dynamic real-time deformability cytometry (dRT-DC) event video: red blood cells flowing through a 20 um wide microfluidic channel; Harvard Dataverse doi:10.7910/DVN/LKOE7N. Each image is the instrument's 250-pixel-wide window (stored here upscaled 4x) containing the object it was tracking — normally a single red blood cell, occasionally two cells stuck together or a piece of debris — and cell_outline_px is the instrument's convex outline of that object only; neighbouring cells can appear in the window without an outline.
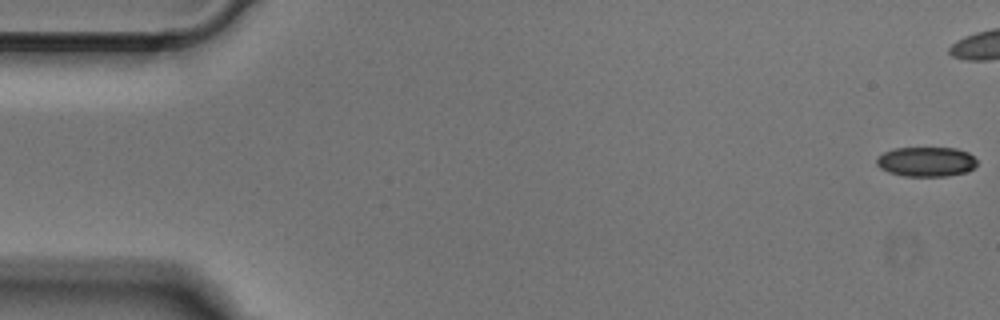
{"species": "Egyptian fruit bat (a non-hibernating species)", "species_latin": "Rousettus aegyptiacus", "temperature_condition": "cold", "stored_images_in_passage": 41, "camera_frame_rate_fps": 3000, "um_per_image_px": 0.085, "animal": {"sex": "male"}, "frame": {"image": 1, "passage_image": 1, "time_ms": 0.0, "image_size_px": [1000, 320], "cell_outline_px": [[976, 164], [972, 168], [964, 172], [948, 176], [904, 176], [888, 172], [880, 168], [876, 164], [876, 156], [884, 152], [896, 148], [956, 148], [968, 152], [976, 160]], "centroid_in_image_um": [78.68, 13.74], "position_along_channel_um": 6.3, "area_um2": 17.34}}
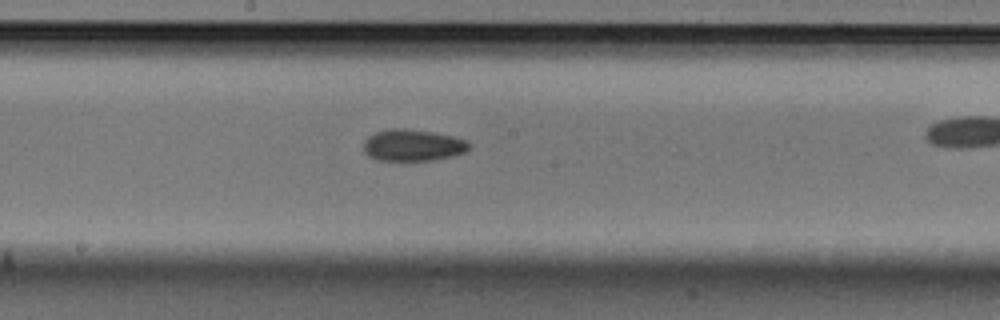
{"frame": {"image": 2, "passage_image": 27, "time_ms": 8.667, "image_size_px": [1000, 320], "cell_outline_px": [[468, 148], [464, 152], [452, 156], [432, 160], [380, 160], [368, 156], [364, 152], [364, 140], [368, 136], [376, 132], [388, 128], [404, 128], [432, 132], [452, 136], [464, 140], [468, 144]], "centroid_in_image_um": [35.02, 12.33], "position_along_channel_um": 213.2, "area_um2": 19.25}}
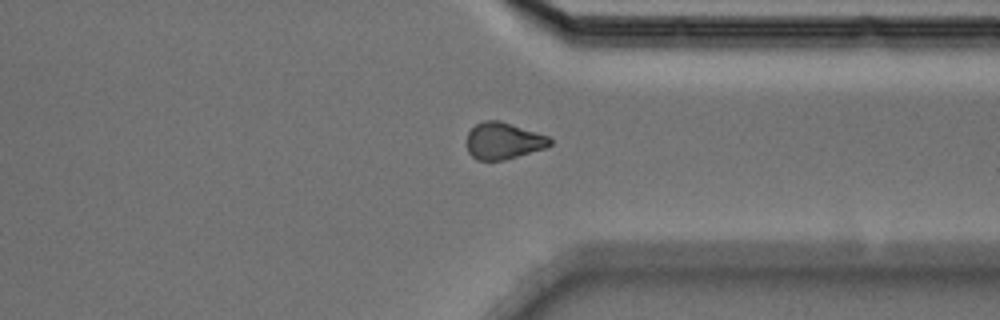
{"frame": {"image": 3, "passage_image": 39, "time_ms": 12.667, "image_size_px": [1000, 320], "cell_outline_px": [[552, 144], [544, 148], [504, 160], [476, 160], [468, 152], [464, 144], [468, 132], [476, 124], [484, 120], [500, 120], [548, 136], [552, 140]], "centroid_in_image_um": [42.73, 11.97], "position_along_channel_um": 368.7, "area_um2": 17.92}}